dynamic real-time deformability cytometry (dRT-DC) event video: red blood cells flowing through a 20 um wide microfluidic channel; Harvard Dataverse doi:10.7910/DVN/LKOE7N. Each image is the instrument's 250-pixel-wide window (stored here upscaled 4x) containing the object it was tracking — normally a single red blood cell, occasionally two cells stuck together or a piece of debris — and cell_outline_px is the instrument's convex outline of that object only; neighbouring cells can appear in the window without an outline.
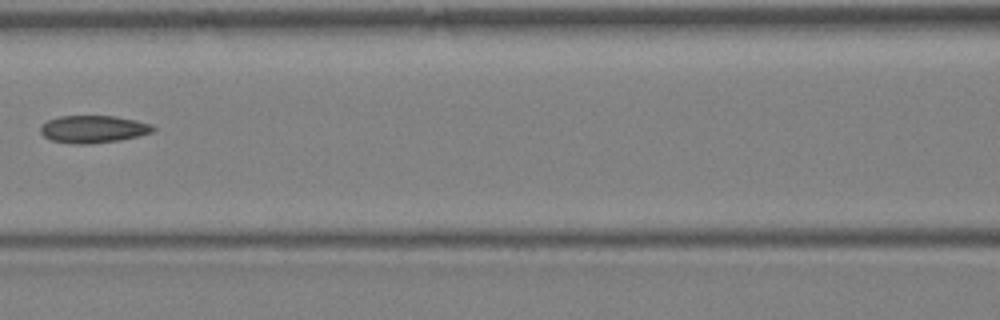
{"species": "Egyptian fruit bat (a non-hibernating species)", "species_latin": "Rousettus aegyptiacus", "temperature_condition": "warm", "stored_images_in_passage": 6, "camera_frame_rate_fps": 3000, "um_per_image_px": 0.085, "animal": {"sex": "female"}, "frame": {"image": 1, "passage_image": 6, "time_ms": 6.0, "image_size_px": [1000, 320], "cell_outline_px": [[156, 132], [140, 136], [120, 140], [88, 144], [72, 144], [52, 140], [44, 136], [40, 132], [40, 124], [48, 120], [60, 116], [116, 116], [136, 120], [152, 124], [156, 128]], "centroid_in_image_um": [7.97, 10.98], "position_along_channel_um": 158.6, "area_um2": 18.26}}